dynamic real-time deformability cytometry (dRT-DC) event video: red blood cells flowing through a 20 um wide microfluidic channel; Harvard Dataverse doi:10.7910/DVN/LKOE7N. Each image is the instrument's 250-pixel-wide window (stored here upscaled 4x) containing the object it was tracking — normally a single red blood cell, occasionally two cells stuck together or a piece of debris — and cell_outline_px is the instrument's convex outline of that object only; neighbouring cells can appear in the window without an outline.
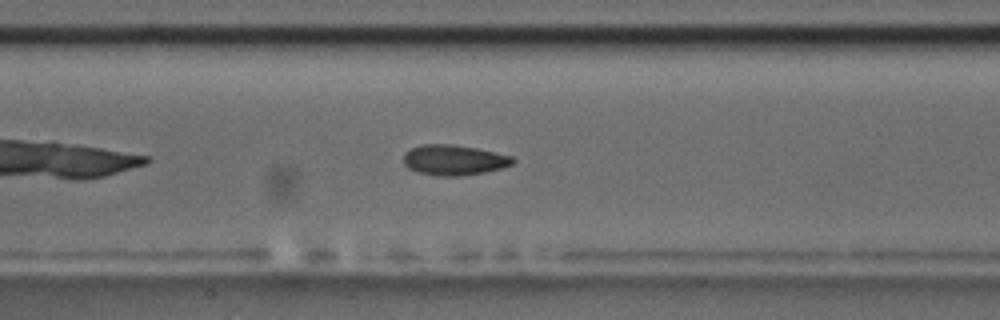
{"species": "common noctule bat (a hibernating species)", "species_latin": "Nyctalus noctula", "temperature_condition": "room temperature", "stored_images_in_passage": 42, "camera_frame_rate_fps": 3000, "um_per_image_px": 0.085, "animal": {"sex": "male", "body_mass_g": 17.5, "forearm_length_mm": 52.3}, "frame": {"image": 1, "passage_image": 13, "time_ms": 4.0, "image_size_px": [1000, 320], "cell_outline_px": [[516, 160], [512, 164], [500, 168], [484, 172], [460, 176], [440, 176], [416, 172], [408, 168], [404, 164], [404, 152], [412, 148], [424, 144], [452, 144], [476, 148], [512, 156]], "centroid_in_image_um": [38.56, 13.6], "position_along_channel_um": 168.8, "area_um2": 19.25}}
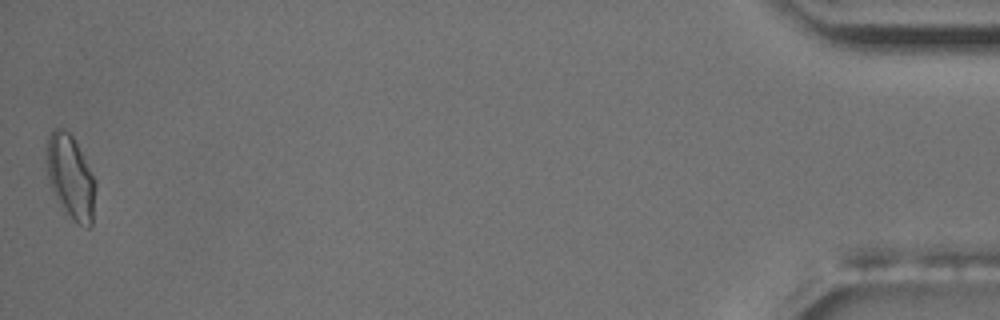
{"frame": {"image": 2, "passage_image": 42, "time_ms": 13.667, "image_size_px": [1000, 320], "cell_outline_px": [[96, 188], [92, 224], [88, 228], [72, 220], [52, 188], [48, 176], [48, 136], [52, 128], [64, 128], [72, 136], [96, 180]], "centroid_in_image_um": [6.04, 15.04], "position_along_channel_um": 429.2, "area_um2": 23.18}, "authors_computed_cell_mechanics": {"area_um2": 19.363, "velocity_mm_per_s": 3.6562, "shape_relaxation_time_tau1_ms": 4.604, "shape_relaxation_time_tau2_ms": 1.9105, "deformation_change_tau1": 0.1427, "deformation_change_tau2": 0.0728}}